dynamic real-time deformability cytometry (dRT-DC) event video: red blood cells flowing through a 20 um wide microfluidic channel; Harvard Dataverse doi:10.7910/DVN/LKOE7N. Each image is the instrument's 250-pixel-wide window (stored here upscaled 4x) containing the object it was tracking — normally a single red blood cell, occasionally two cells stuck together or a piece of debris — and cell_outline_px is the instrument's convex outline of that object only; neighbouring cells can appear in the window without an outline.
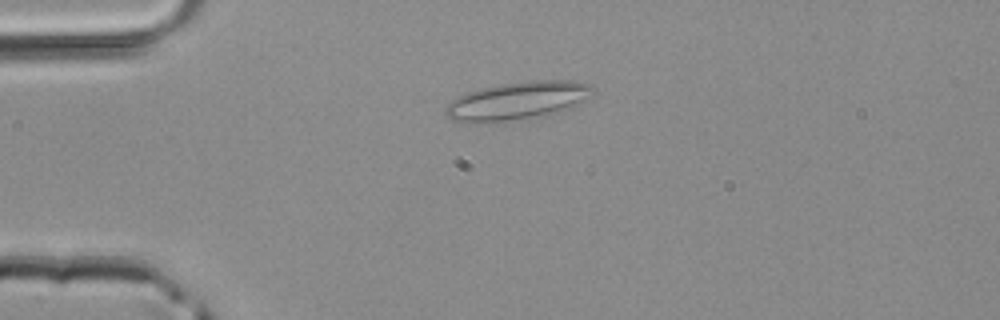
{"species": "common noctule bat (a hibernating species)", "species_latin": "Nyctalus noctula", "temperature_condition": "room temperature", "stored_images_in_passage": 3, "camera_frame_rate_fps": 3000, "um_per_image_px": 0.085, "animal": {"sex": "male", "body_mass_g": 20.4}, "frame": {"image": 1, "passage_image": 3, "time_ms": 0.667, "image_size_px": [1000, 320], "cell_outline_px": [[596, 88], [580, 100], [568, 108], [560, 112], [504, 120], [452, 120], [444, 112], [444, 108], [456, 96], [480, 88], [504, 84], [532, 80], [572, 80], [592, 84]], "centroid_in_image_um": [43.99, 8.5], "position_along_channel_um": 41.0, "area_um2": 31.21}}